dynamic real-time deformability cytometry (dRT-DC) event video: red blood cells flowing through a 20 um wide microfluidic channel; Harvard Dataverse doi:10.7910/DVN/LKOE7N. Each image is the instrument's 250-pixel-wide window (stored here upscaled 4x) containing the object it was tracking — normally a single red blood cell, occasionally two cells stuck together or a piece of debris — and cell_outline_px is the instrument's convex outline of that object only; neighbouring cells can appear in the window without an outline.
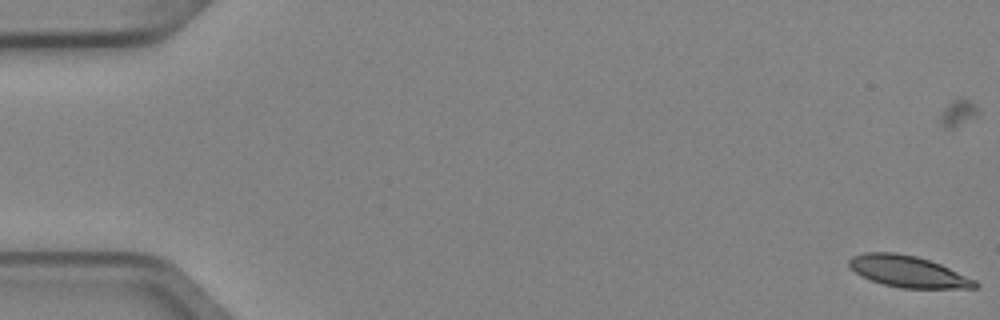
{"species": "Egyptian fruit bat (a non-hibernating species)", "species_latin": "Rousettus aegyptiacus", "temperature_condition": "cold", "stored_images_in_passage": 7, "camera_frame_rate_fps": 3000, "um_per_image_px": 0.085, "animal": {"sex": "female"}, "frame": {"image": 1, "passage_image": 1, "time_ms": 0.0, "image_size_px": [1000, 320], "cell_outline_px": [[980, 284], [976, 288], [900, 288], [884, 284], [860, 276], [848, 268], [848, 260], [852, 256], [864, 252], [896, 252], [916, 256], [940, 264], [976, 280]], "centroid_in_image_um": [77.14, 23.07], "position_along_channel_um": 7.9, "area_um2": 23.18}}
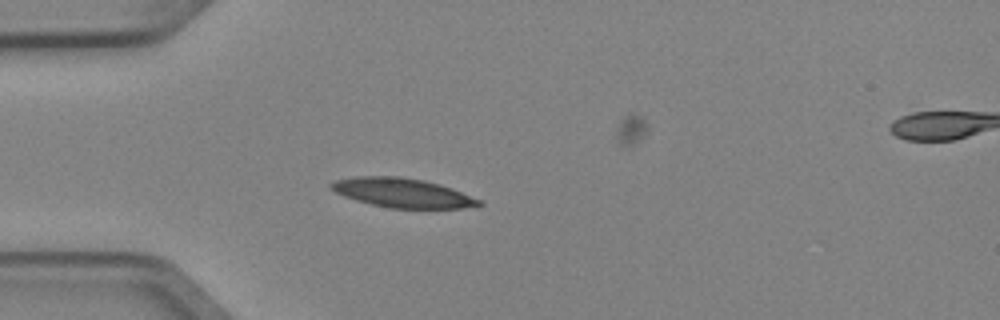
{"frame": {"image": 2, "passage_image": 5, "time_ms": 1.333, "image_size_px": [1000, 320], "cell_outline_px": [[484, 204], [464, 208], [388, 208], [356, 200], [344, 196], [328, 188], [328, 184], [336, 180], [356, 176], [400, 176], [424, 180], [440, 184], [452, 188], [480, 200]], "centroid_in_image_um": [34.18, 16.38], "position_along_channel_um": 50.8, "area_um2": 25.2}}